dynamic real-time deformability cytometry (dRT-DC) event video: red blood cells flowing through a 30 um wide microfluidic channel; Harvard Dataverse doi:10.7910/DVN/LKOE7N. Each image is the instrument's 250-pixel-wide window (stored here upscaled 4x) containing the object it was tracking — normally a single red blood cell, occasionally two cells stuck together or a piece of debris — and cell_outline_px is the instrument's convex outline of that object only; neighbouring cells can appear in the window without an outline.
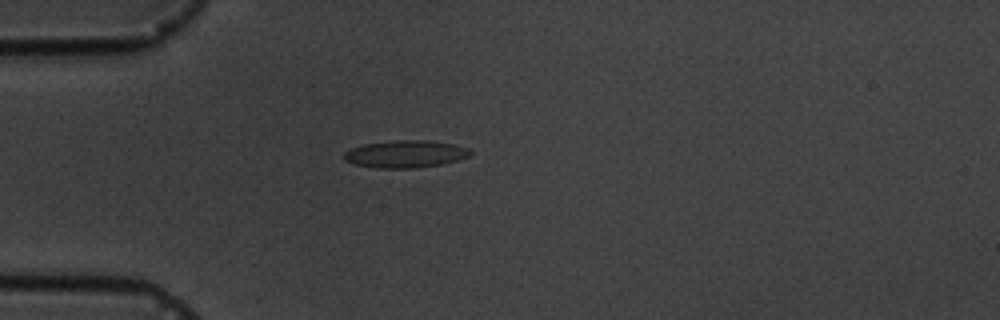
{"species": "common noctule bat (a hibernating species)", "species_latin": "Nyctalus noctula", "temperature_condition": "cold", "stored_images_in_passage": 6, "camera_frame_rate_fps": 3000, "um_per_image_px": 0.085, "animal": {"sex": "male", "body_mass_g": 19.5, "forearm_length_mm": 54.6}, "frame": {"image": 1, "passage_image": 5, "time_ms": 4.667, "image_size_px": [1000, 320], "cell_outline_px": [[472, 152], [468, 156], [456, 160], [440, 164], [416, 168], [376, 168], [352, 164], [344, 160], [344, 152], [352, 148], [364, 144], [392, 140], [428, 140], [452, 144], [468, 148]], "centroid_in_image_um": [34.41, 13.09], "position_along_channel_um": 50.6, "area_um2": 20.06}}